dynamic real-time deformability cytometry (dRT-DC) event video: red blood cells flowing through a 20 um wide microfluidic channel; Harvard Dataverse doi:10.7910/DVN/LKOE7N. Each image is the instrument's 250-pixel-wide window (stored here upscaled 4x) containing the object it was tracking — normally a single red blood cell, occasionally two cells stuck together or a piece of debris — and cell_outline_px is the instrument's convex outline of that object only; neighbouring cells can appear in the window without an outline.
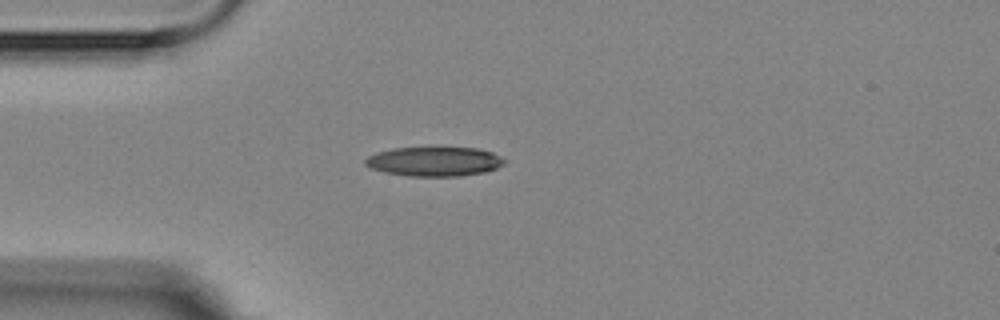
{"species": "Egyptian fruit bat (a non-hibernating species)", "species_latin": "Rousettus aegyptiacus", "temperature_condition": "room temperature", "stored_images_in_passage": 2, "camera_frame_rate_fps": 3000, "um_per_image_px": 0.085, "animal": {"sex": "female"}, "frame": {"image": 1, "passage_image": 1, "time_ms": 0.0, "image_size_px": [1000, 320], "cell_outline_px": [[508, 160], [504, 164], [496, 168], [484, 172], [460, 176], [408, 176], [384, 172], [372, 168], [364, 164], [364, 160], [368, 156], [376, 152], [392, 148], [476, 148], [492, 152]], "centroid_in_image_um": [36.92, 13.73], "position_along_channel_um": 48.1, "area_um2": 23.81}}